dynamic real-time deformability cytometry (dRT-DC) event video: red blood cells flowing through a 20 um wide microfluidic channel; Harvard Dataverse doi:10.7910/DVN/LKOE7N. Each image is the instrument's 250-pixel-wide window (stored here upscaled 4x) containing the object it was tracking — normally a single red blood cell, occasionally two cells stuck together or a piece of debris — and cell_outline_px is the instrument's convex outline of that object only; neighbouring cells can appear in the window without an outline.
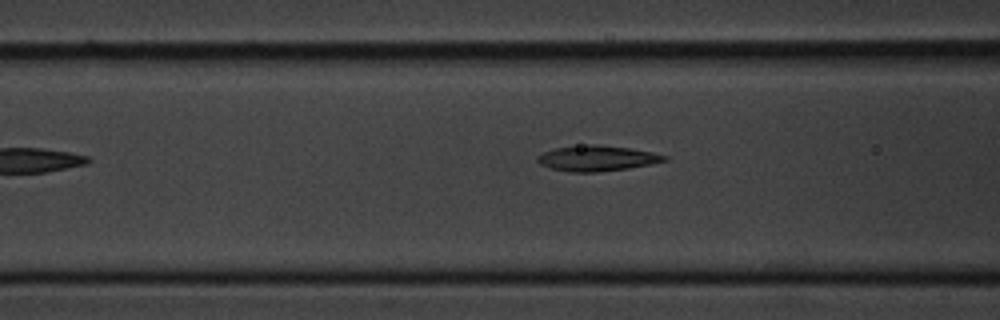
{"species": "common noctule bat (a hibernating species)", "species_latin": "Nyctalus noctula", "temperature_condition": "cold", "stored_images_in_passage": 7, "camera_frame_rate_fps": 3000, "um_per_image_px": 0.085, "animal": {"sex": "male", "body_mass_g": 20.1, "forearm_length_mm": 53.5}, "frame": {"image": 1, "passage_image": 6, "time_ms": 6.0, "image_size_px": [1000, 320], "cell_outline_px": [[668, 160], [628, 168], [596, 172], [568, 172], [552, 168], [540, 164], [536, 160], [536, 156], [552, 148], [588, 144], [596, 144], [628, 148], [652, 152], [668, 156]], "centroid_in_image_um": [50.7, 13.45], "position_along_channel_um": 115.9, "area_um2": 18.79}}
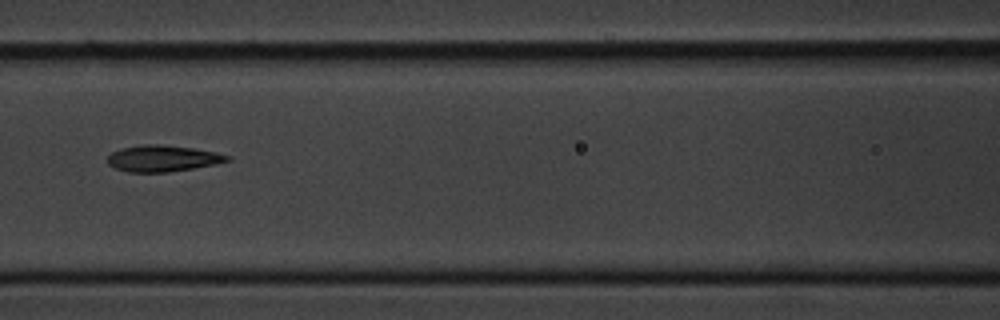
{"frame": {"image": 2, "passage_image": 7, "time_ms": 7.0, "image_size_px": [1000, 320], "cell_outline_px": [[232, 160], [216, 164], [168, 172], [128, 172], [116, 168], [108, 164], [108, 156], [112, 152], [120, 148], [140, 144], [160, 144], [192, 148], [216, 152], [232, 156]], "centroid_in_image_um": [13.84, 13.46], "position_along_channel_um": 152.8, "area_um2": 18.44}}